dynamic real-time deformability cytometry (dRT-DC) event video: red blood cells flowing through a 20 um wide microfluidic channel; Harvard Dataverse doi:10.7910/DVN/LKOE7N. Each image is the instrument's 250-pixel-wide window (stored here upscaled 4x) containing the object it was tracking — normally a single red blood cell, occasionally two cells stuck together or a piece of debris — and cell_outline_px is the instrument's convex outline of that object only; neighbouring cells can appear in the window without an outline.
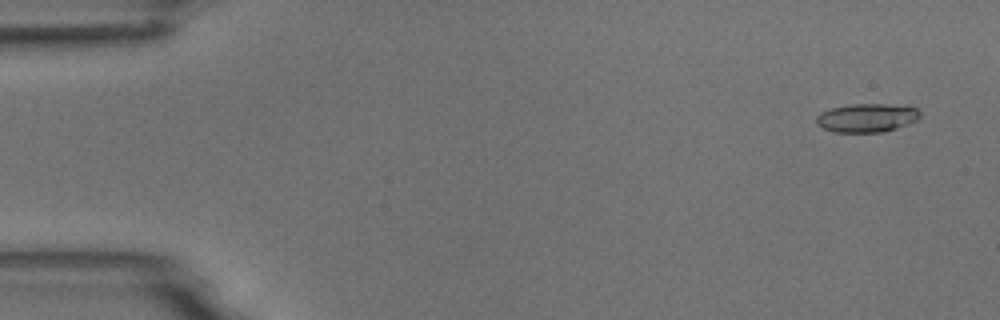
{"species": "common noctule bat (a hibernating species)", "species_latin": "Nyctalus noctula", "temperature_condition": "room temperature", "stored_images_in_passage": 55, "camera_frame_rate_fps": 3000, "um_per_image_px": 0.085, "animal": {"sex": "male", "body_mass_g": 18.8}, "frame": {"image": 1, "passage_image": 3, "time_ms": 0.667, "image_size_px": [1000, 320], "cell_outline_px": [[920, 116], [916, 120], [908, 124], [884, 132], [836, 132], [824, 128], [816, 124], [816, 116], [820, 112], [832, 108], [852, 104], [884, 104], [916, 108], [920, 112]], "centroid_in_image_um": [73.66, 10.02], "position_along_channel_um": 11.3, "area_um2": 17.11}}
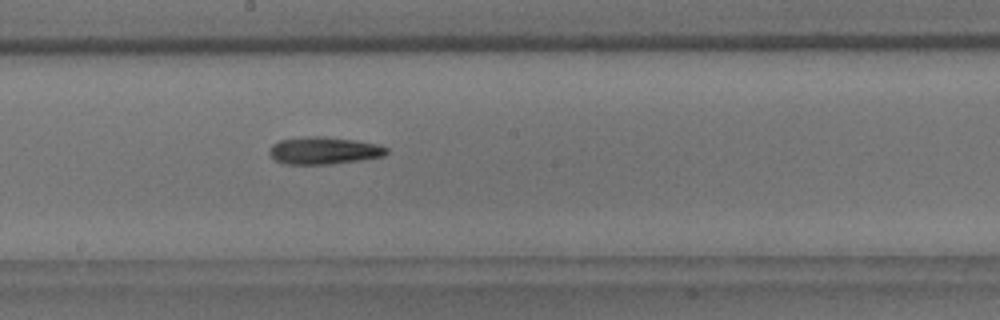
{"frame": {"image": 2, "passage_image": 30, "time_ms": 9.667, "image_size_px": [1000, 320], "cell_outline_px": [[388, 152], [384, 156], [360, 160], [332, 164], [284, 164], [276, 160], [268, 152], [272, 144], [280, 140], [308, 136], [324, 136], [356, 140], [376, 144], [388, 148]], "centroid_in_image_um": [27.53, 12.79], "position_along_channel_um": 220.7, "area_um2": 18.67}}
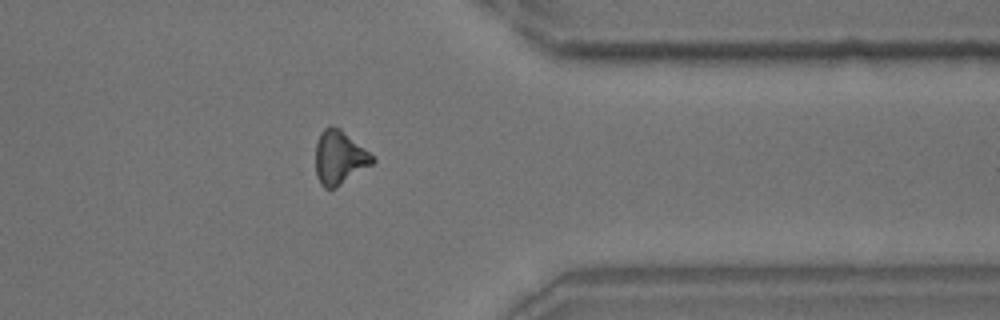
{"frame": {"image": 3, "passage_image": 44, "time_ms": 14.333, "image_size_px": [1000, 320], "cell_outline_px": [[376, 160], [372, 164], [336, 188], [324, 188], [320, 184], [316, 176], [316, 140], [320, 132], [328, 124], [332, 124], [340, 128], [376, 156]], "centroid_in_image_um": [28.86, 13.36], "position_along_channel_um": 382.5, "area_um2": 18.21}}